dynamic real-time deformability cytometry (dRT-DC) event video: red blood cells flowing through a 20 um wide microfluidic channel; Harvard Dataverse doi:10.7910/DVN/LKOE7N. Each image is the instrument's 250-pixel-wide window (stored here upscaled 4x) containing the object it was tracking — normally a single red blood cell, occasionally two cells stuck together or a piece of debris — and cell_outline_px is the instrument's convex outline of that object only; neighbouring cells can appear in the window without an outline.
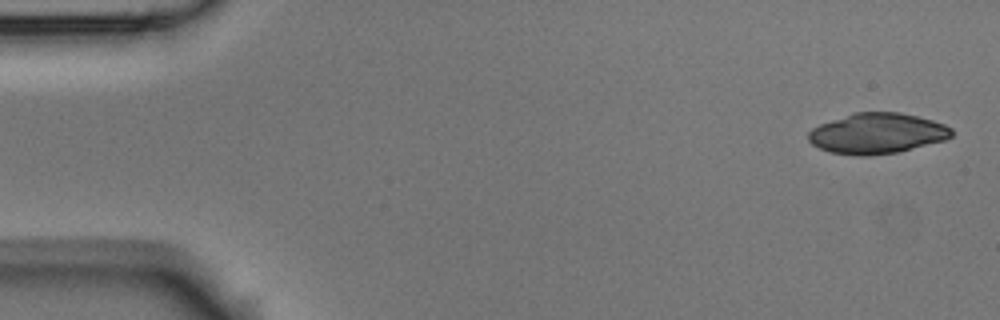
{"species": "Egyptian fruit bat (a non-hibernating species)", "species_latin": "Rousettus aegyptiacus", "temperature_condition": "room temperature", "stored_images_in_passage": 3, "camera_frame_rate_fps": 3000, "um_per_image_px": 0.085, "animal": {"sex": "male"}, "frame": {"image": 1, "passage_image": 1, "time_ms": 0.0, "image_size_px": [1000, 320], "cell_outline_px": [[952, 136], [944, 140], [900, 152], [868, 156], [860, 156], [828, 152], [812, 144], [808, 140], [808, 132], [812, 128], [820, 124], [856, 112], [900, 112], [932, 120], [944, 124], [952, 128]], "centroid_in_image_um": [74.55, 11.35], "position_along_channel_um": 10.4, "area_um2": 33.81}}